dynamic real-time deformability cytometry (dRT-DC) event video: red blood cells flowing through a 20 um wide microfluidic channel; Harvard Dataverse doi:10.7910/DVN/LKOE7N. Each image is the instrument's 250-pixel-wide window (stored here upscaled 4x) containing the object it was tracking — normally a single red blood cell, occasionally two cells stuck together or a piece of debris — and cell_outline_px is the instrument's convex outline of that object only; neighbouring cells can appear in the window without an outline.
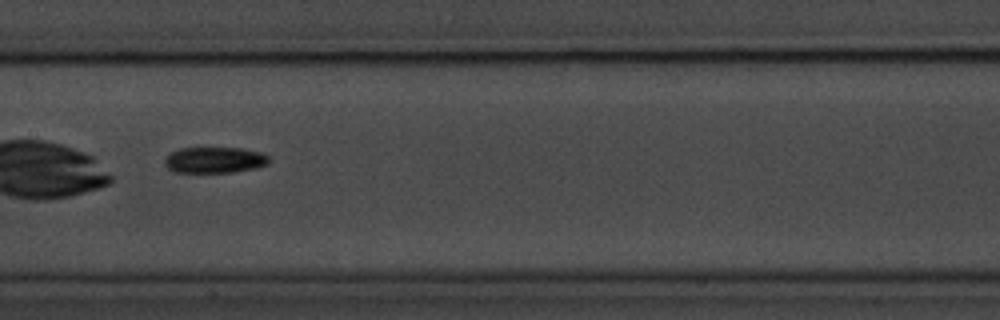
{"species": "common noctule bat (a hibernating species)", "species_latin": "Nyctalus noctula", "temperature_condition": "room temperature", "stored_images_in_passage": 10, "camera_frame_rate_fps": 3000, "um_per_image_px": 0.085, "animal": {"sex": "male", "body_mass_g": 20.1, "forearm_length_mm": 53.5}, "frame": {"image": 1, "passage_image": 9, "time_ms": 9.0, "image_size_px": [1000, 320], "cell_outline_px": [[268, 164], [256, 168], [232, 172], [172, 172], [164, 164], [164, 160], [172, 152], [180, 148], [244, 148], [264, 152], [268, 156]], "centroid_in_image_um": [18.27, 13.59], "position_along_channel_um": 189.1, "area_um2": 15.9}}